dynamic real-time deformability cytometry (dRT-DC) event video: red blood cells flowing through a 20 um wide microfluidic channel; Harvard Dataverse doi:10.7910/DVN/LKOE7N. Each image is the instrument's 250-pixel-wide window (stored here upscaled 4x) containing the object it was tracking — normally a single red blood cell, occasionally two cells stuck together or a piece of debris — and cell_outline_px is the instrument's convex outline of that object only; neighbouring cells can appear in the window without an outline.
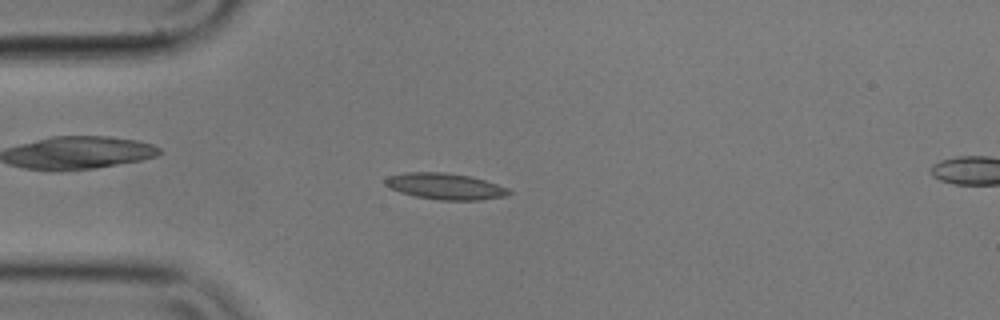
{"species": "common noctule bat (a hibernating species)", "species_latin": "Nyctalus noctula", "temperature_condition": "cold", "stored_images_in_passage": 6, "camera_frame_rate_fps": 3000, "um_per_image_px": 0.085, "animal": {"sex": "male", "body_mass_g": 17.9}, "frame": {"image": 1, "passage_image": 3, "time_ms": 0.667, "image_size_px": [1000, 320], "cell_outline_px": [[512, 192], [504, 196], [480, 200], [440, 200], [416, 196], [400, 192], [388, 188], [384, 184], [384, 180], [388, 176], [408, 172], [444, 172], [472, 176], [508, 188]], "centroid_in_image_um": [37.81, 15.83], "position_along_channel_um": 47.2, "area_um2": 18.9}}
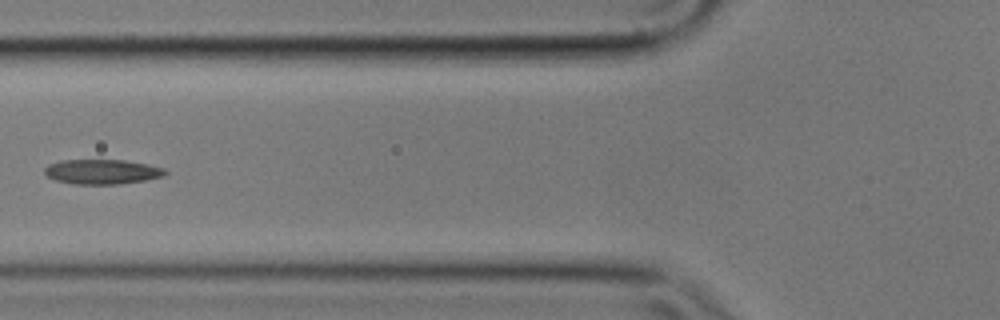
{"frame": {"image": 2, "passage_image": 5, "time_ms": 1.333, "image_size_px": [1000, 320], "cell_outline_px": [[168, 172], [164, 176], [144, 180], [120, 184], [72, 184], [56, 180], [48, 176], [44, 172], [44, 168], [48, 164], [60, 160], [124, 160], [148, 164], [164, 168]], "centroid_in_image_um": [8.68, 14.59], "position_along_channel_um": 117.1, "area_um2": 17.46}}
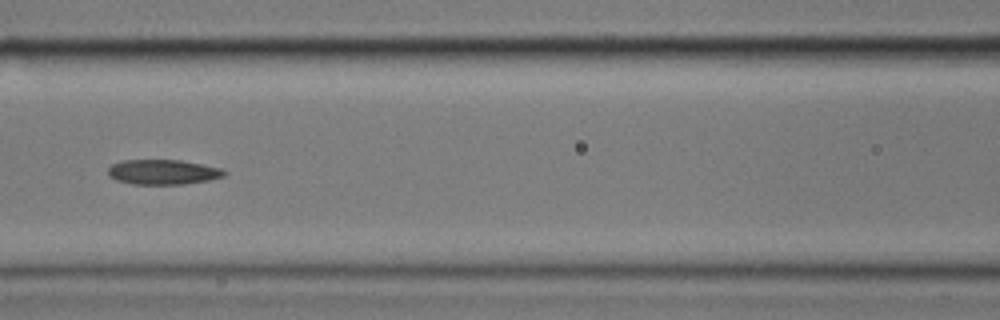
{"frame": {"image": 3, "passage_image": 6, "time_ms": 1.667, "image_size_px": [1000, 320], "cell_outline_px": [[228, 172], [224, 176], [208, 180], [184, 184], [132, 184], [116, 180], [108, 176], [108, 168], [112, 164], [124, 160], [180, 160], [220, 168]], "centroid_in_image_um": [13.83, 14.62], "position_along_channel_um": 152.8, "area_um2": 16.82}}